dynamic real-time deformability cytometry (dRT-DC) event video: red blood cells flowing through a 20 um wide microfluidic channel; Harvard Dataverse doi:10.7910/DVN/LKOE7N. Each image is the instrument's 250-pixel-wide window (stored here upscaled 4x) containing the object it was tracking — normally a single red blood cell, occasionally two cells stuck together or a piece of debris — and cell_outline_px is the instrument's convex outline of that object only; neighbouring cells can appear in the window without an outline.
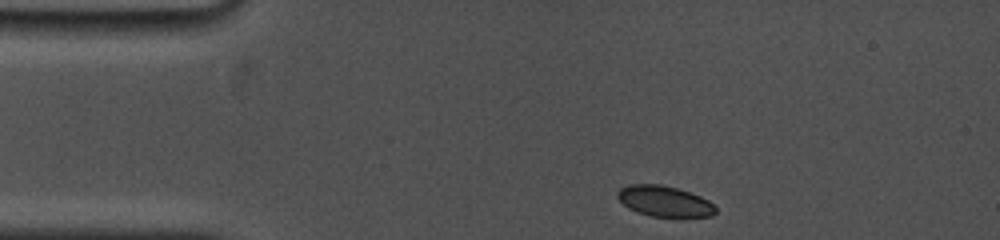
{"species": "common noctule bat (a hibernating species)", "species_latin": "Nyctalus noctula", "temperature_condition": "cold", "stored_images_in_passage": 4, "camera_frame_rate_fps": 5000, "um_per_image_px": 0.085, "animal": {"sex": "female", "body_mass_g": 19.0, "forearm_length_mm": 53.3}, "frame": {"image": 1, "passage_image": 1, "time_ms": 0.0, "image_size_px": [1000, 240], "cell_outline_px": [[716, 212], [712, 216], [684, 220], [652, 216], [628, 208], [616, 196], [616, 192], [620, 188], [628, 184], [660, 184], [676, 188], [700, 196], [708, 200], [716, 208]], "centroid_in_image_um": [56.52, 17.15], "position_along_channel_um": 28.5, "area_um2": 18.15}}
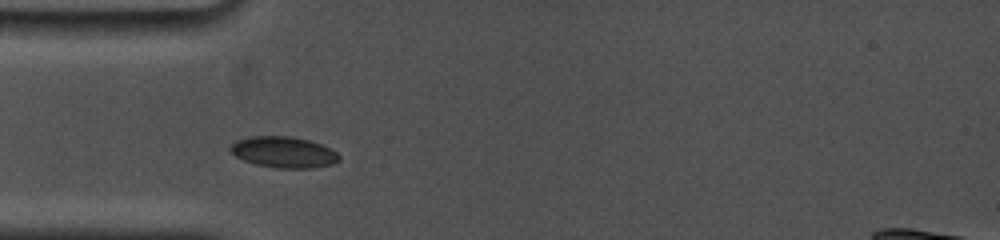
{"frame": {"image": 2, "passage_image": 3, "time_ms": 2.2, "image_size_px": [1000, 240], "cell_outline_px": [[340, 160], [332, 164], [312, 168], [280, 168], [256, 164], [244, 160], [236, 156], [228, 148], [236, 140], [252, 136], [292, 136], [308, 140], [320, 144], [336, 152], [340, 156]], "centroid_in_image_um": [24.11, 12.93], "position_along_channel_um": 60.9, "area_um2": 19.54}}
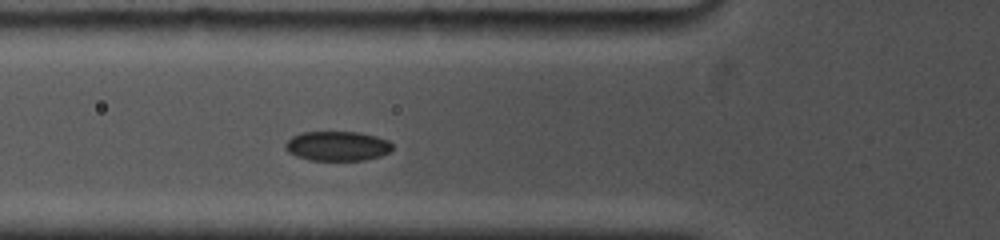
{"frame": {"image": 3, "passage_image": 4, "time_ms": 3.2, "image_size_px": [1000, 240], "cell_outline_px": [[392, 148], [388, 152], [380, 156], [364, 160], [308, 160], [296, 156], [288, 152], [284, 148], [284, 144], [292, 136], [300, 132], [360, 132], [376, 136], [388, 140], [392, 144]], "centroid_in_image_um": [28.64, 12.41], "position_along_channel_um": 97.2, "area_um2": 18.55}}